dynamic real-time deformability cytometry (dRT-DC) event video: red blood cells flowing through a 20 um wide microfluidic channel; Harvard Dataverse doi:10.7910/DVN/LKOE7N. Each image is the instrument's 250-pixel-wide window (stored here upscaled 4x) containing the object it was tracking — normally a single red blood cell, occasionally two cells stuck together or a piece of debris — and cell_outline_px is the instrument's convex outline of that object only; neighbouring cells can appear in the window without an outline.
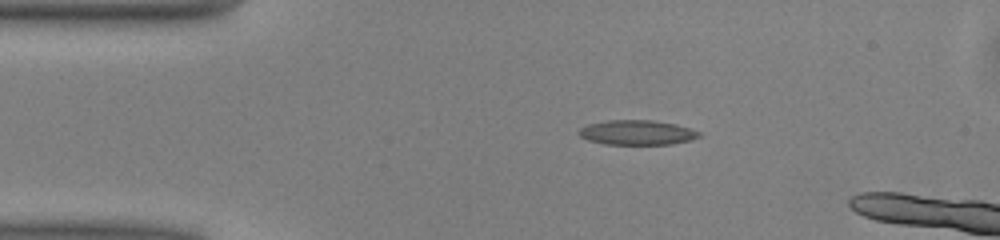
{"species": "common noctule bat (a hibernating species)", "species_latin": "Nyctalus noctula", "temperature_condition": "warm", "stored_images_in_passage": 4, "camera_frame_rate_fps": 3000, "um_per_image_px": 0.085, "animal": {"sex": "male", "body_mass_g": 13.0, "forearm_length_mm": 53.1}, "frame": {"image": 1, "passage_image": 1, "time_ms": 0.0, "image_size_px": [1000, 240], "cell_outline_px": [[704, 136], [692, 140], [672, 144], [604, 144], [588, 140], [580, 136], [576, 132], [580, 128], [588, 124], [608, 120], [652, 120], [676, 124], [692, 128], [700, 132]], "centroid_in_image_um": [54.19, 11.26], "position_along_channel_um": 30.8, "area_um2": 17.57}}